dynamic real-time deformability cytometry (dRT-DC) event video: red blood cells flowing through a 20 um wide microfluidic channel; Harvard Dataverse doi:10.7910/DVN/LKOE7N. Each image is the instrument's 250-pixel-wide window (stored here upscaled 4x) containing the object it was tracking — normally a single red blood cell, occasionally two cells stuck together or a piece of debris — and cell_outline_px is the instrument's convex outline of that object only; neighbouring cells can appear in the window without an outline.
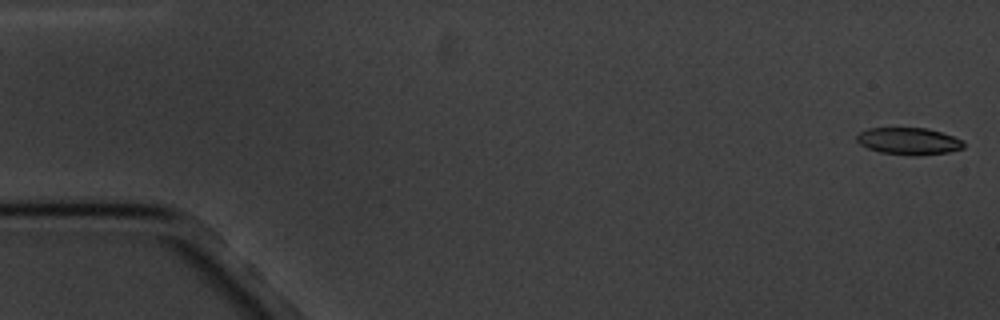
{"species": "common noctule bat (a hibernating species)", "species_latin": "Nyctalus noctula", "temperature_condition": "cold", "stored_images_in_passage": 5, "camera_frame_rate_fps": 3000, "um_per_image_px": 0.085, "animal": {"sex": "male", "body_mass_g": 20.1, "forearm_length_mm": 53.5}, "frame": {"image": 1, "passage_image": 1, "time_ms": 0.0, "image_size_px": [1000, 320], "cell_outline_px": [[964, 148], [948, 152], [912, 156], [880, 152], [868, 148], [860, 144], [856, 140], [856, 136], [860, 132], [868, 128], [928, 128], [964, 140]], "centroid_in_image_um": [77.24, 12.0], "position_along_channel_um": 7.8, "area_um2": 16.82}}